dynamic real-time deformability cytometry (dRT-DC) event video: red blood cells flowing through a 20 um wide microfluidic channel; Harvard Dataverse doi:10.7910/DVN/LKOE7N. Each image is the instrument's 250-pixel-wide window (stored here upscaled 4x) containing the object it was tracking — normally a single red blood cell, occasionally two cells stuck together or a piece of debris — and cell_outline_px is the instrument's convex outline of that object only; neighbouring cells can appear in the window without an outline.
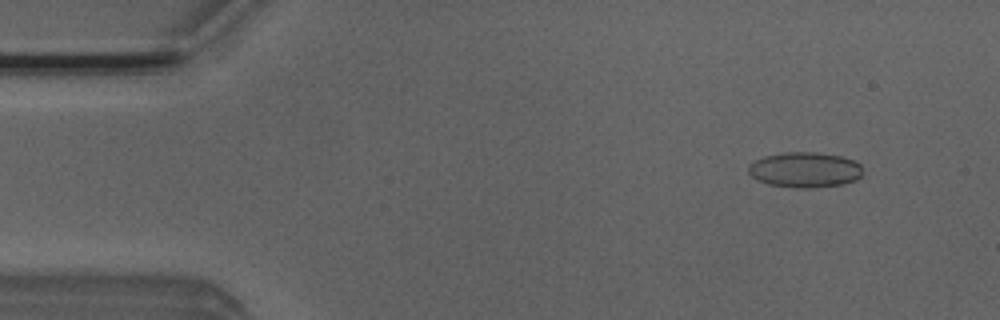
{"species": "Egyptian fruit bat (a non-hibernating species)", "species_latin": "Rousettus aegyptiacus", "temperature_condition": "room temperature", "stored_images_in_passage": 7, "camera_frame_rate_fps": 3000, "um_per_image_px": 0.085, "animal": {"sex": "male"}, "frame": {"image": 1, "passage_image": 1, "time_ms": 0.0, "image_size_px": [1000, 320], "cell_outline_px": [[860, 176], [856, 180], [844, 184], [804, 188], [800, 188], [768, 184], [756, 180], [748, 172], [748, 168], [756, 160], [764, 156], [784, 152], [812, 152], [840, 156], [852, 160], [860, 164]], "centroid_in_image_um": [68.39, 14.43], "position_along_channel_um": 16.6, "area_um2": 23.24}}
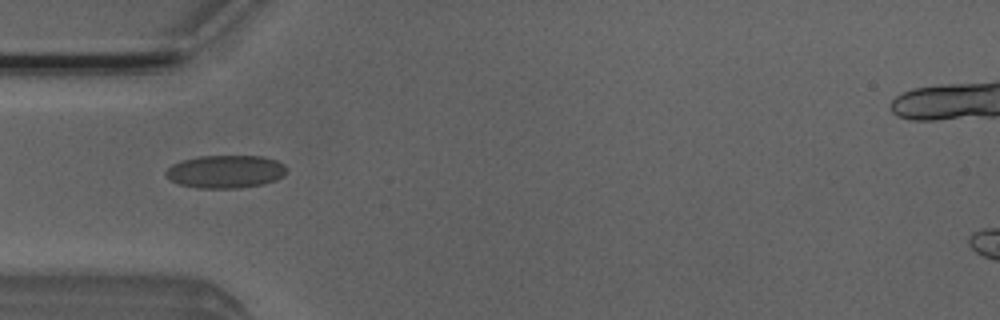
{"frame": {"image": 2, "passage_image": 4, "time_ms": 1.0, "image_size_px": [1000, 320], "cell_outline_px": [[288, 172], [284, 176], [276, 180], [264, 184], [240, 188], [200, 188], [180, 184], [172, 180], [164, 172], [172, 164], [180, 160], [200, 156], [264, 156], [276, 160], [284, 164], [288, 168]], "centroid_in_image_um": [19.23, 14.58], "position_along_channel_um": 65.8, "area_um2": 23.35}}
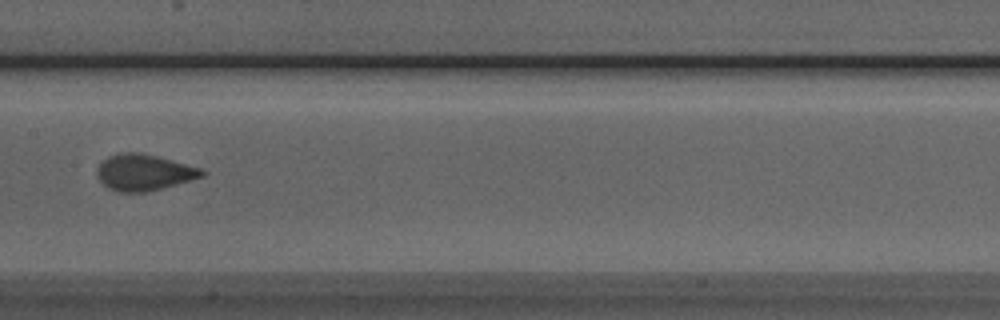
{"frame": {"image": 3, "passage_image": 7, "time_ms": 2.0, "image_size_px": [1000, 320], "cell_outline_px": [[208, 172], [204, 176], [160, 188], [144, 192], [120, 192], [108, 188], [96, 176], [96, 172], [100, 164], [108, 156], [120, 152], [140, 152], [156, 156], [200, 168]], "centroid_in_image_um": [12.21, 14.64], "position_along_channel_um": 195.2, "area_um2": 21.85}}